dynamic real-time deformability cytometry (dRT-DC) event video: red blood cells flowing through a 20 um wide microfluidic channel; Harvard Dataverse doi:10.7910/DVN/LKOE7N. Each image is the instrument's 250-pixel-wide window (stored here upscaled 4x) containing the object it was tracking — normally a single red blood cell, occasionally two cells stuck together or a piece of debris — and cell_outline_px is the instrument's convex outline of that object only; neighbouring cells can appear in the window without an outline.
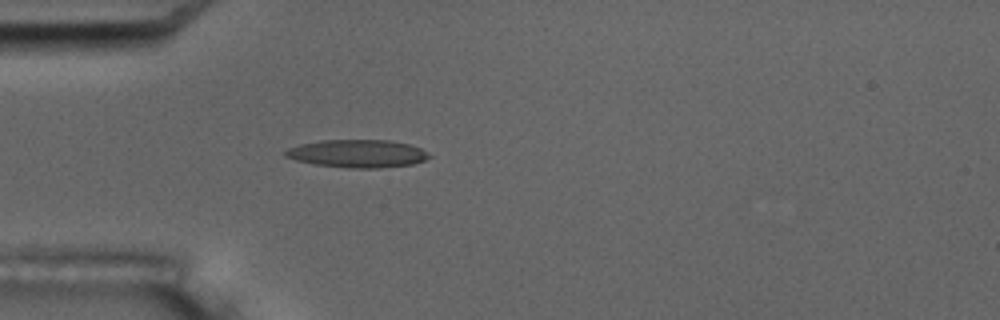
{"species": "common noctule bat (a hibernating species)", "species_latin": "Nyctalus noctula", "temperature_condition": "room temperature", "stored_images_in_passage": 5, "camera_frame_rate_fps": 3000, "um_per_image_px": 0.085, "animal": {"sex": "male", "body_mass_g": 17.5, "forearm_length_mm": 52.3}, "frame": {"image": 1, "passage_image": 5, "time_ms": 5.333, "image_size_px": [1000, 320], "cell_outline_px": [[432, 156], [424, 160], [412, 164], [380, 168], [348, 168], [316, 164], [296, 160], [284, 156], [284, 152], [288, 148], [300, 144], [320, 140], [388, 140], [408, 144], [420, 148]], "centroid_in_image_um": [30.37, 13.05], "position_along_channel_um": 54.6, "area_um2": 23.24}}